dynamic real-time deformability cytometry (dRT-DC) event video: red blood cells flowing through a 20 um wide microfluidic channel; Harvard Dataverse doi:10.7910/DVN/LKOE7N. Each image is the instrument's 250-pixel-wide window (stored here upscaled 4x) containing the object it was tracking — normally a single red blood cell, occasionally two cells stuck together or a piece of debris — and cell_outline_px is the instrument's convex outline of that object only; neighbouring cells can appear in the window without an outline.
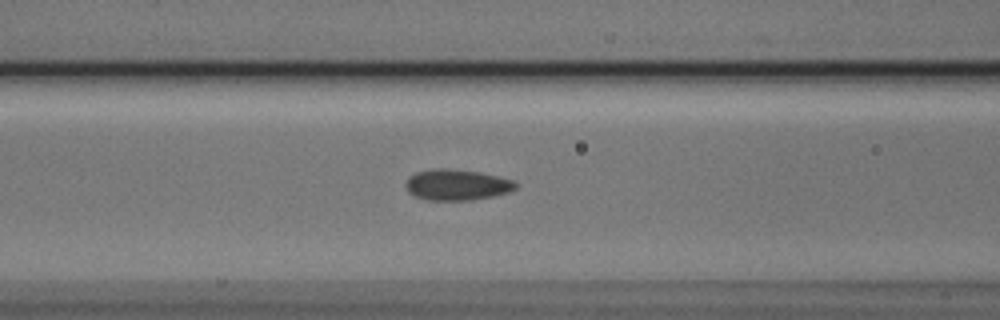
{"species": "Egyptian fruit bat (a non-hibernating species)", "species_latin": "Rousettus aegyptiacus", "temperature_condition": "cold", "stored_images_in_passage": 23, "camera_frame_rate_fps": 3000, "um_per_image_px": 0.085, "animal": {"sex": "male"}, "frame": {"image": 1, "passage_image": 6, "time_ms": 1.667, "image_size_px": [1000, 320], "cell_outline_px": [[516, 188], [508, 192], [492, 196], [472, 200], [428, 200], [416, 196], [408, 192], [404, 184], [408, 176], [416, 172], [436, 168], [444, 168], [480, 172], [512, 180], [516, 184]], "centroid_in_image_um": [38.78, 15.7], "position_along_channel_um": 127.8, "area_um2": 19.71}}
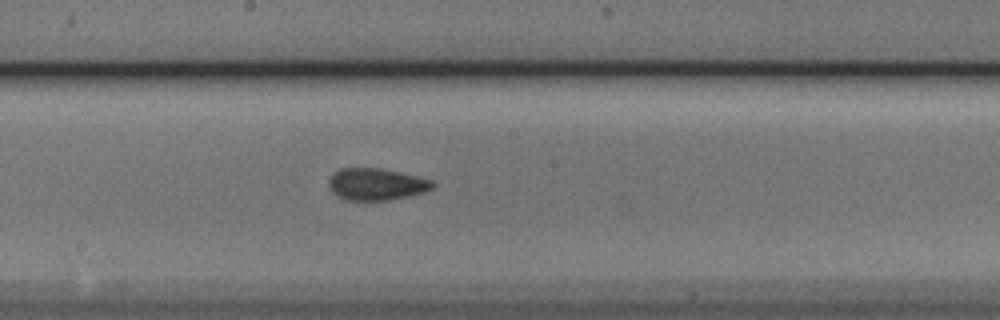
{"frame": {"image": 2, "passage_image": 13, "time_ms": 4.0, "image_size_px": [1000, 320], "cell_outline_px": [[436, 184], [432, 188], [424, 192], [408, 196], [388, 200], [344, 200], [336, 196], [332, 192], [328, 184], [328, 180], [332, 172], [340, 168], [380, 168], [400, 172], [432, 180]], "centroid_in_image_um": [31.94, 15.65], "position_along_channel_um": 216.3, "area_um2": 19.48}}
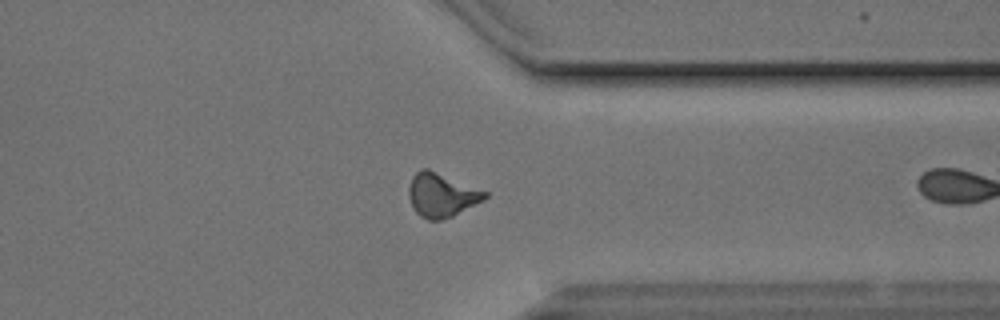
{"frame": {"image": 3, "passage_image": 22, "time_ms": 7.0, "image_size_px": [1000, 320], "cell_outline_px": [[488, 196], [484, 200], [452, 216], [440, 220], [428, 220], [420, 216], [416, 212], [408, 196], [408, 188], [412, 176], [420, 168], [428, 168], [488, 192]], "centroid_in_image_um": [37.52, 16.56], "position_along_channel_um": 373.9, "area_um2": 19.42}}